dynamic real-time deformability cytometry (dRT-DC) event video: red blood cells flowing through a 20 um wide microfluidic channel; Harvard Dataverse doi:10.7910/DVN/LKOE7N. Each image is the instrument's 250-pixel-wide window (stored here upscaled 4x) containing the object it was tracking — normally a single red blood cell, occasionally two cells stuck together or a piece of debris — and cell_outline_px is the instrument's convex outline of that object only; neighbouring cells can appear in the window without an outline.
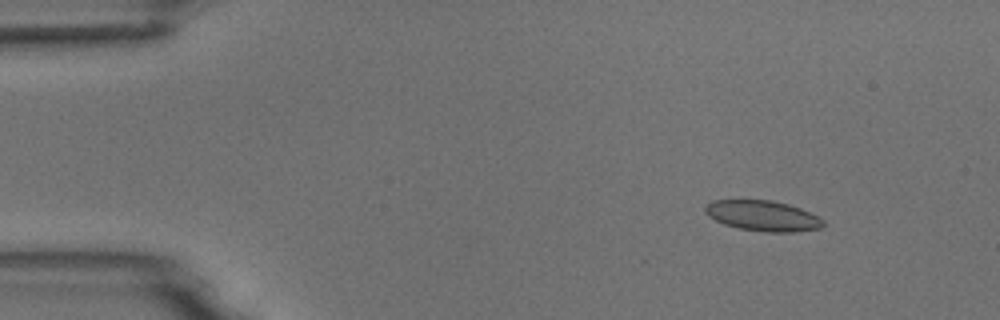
{"species": "common noctule bat (a hibernating species)", "species_latin": "Nyctalus noctula", "temperature_condition": "room temperature", "stored_images_in_passage": 50, "camera_frame_rate_fps": 3000, "um_per_image_px": 0.085, "animal": {"sex": "male", "body_mass_g": 18.8}, "frame": {"image": 1, "passage_image": 2, "time_ms": 0.333, "image_size_px": [1000, 320], "cell_outline_px": [[824, 224], [820, 228], [796, 232], [768, 232], [736, 228], [724, 224], [708, 216], [704, 212], [704, 208], [712, 200], [772, 200], [788, 204], [800, 208], [824, 220]], "centroid_in_image_um": [64.82, 18.34], "position_along_channel_um": 20.2, "area_um2": 20.92}}
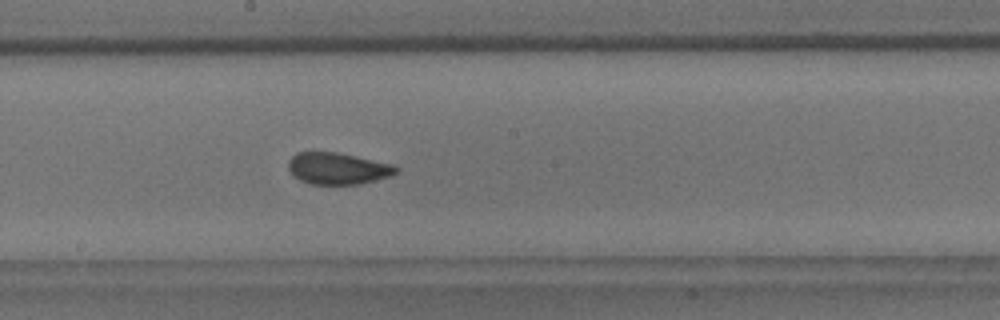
{"frame": {"image": 2, "passage_image": 25, "time_ms": 8.0, "image_size_px": [1000, 320], "cell_outline_px": [[400, 168], [392, 176], [360, 184], [308, 184], [300, 180], [288, 168], [288, 160], [296, 152], [336, 152], [392, 164]], "centroid_in_image_um": [28.71, 14.32], "position_along_channel_um": 219.5, "area_um2": 19.83}}
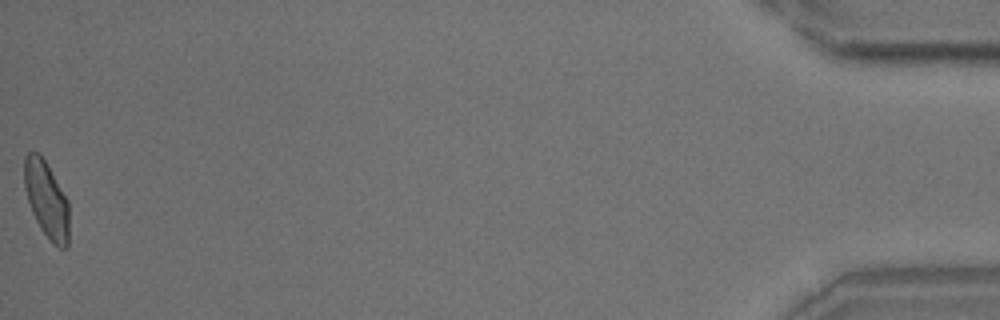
{"frame": {"image": 3, "passage_image": 50, "time_ms": 16.333, "image_size_px": [1000, 320], "cell_outline_px": [[68, 248], [60, 248], [52, 244], [40, 228], [32, 212], [24, 188], [24, 156], [28, 152], [36, 152], [44, 160], [68, 200]], "centroid_in_image_um": [3.94, 17.0], "position_along_channel_um": 431.3, "area_um2": 19.83}, "authors_computed_cell_mechanics": {"area_um2": 20.2878, "velocity_mm_per_s": 3.7152, "shape_relaxation_time_tau1_ms": 3.7608, "shape_relaxation_time_tau2_ms": 1.0601, "deformation_change_tau1": 0.0979, "deformation_change_tau2": 0.0556}}